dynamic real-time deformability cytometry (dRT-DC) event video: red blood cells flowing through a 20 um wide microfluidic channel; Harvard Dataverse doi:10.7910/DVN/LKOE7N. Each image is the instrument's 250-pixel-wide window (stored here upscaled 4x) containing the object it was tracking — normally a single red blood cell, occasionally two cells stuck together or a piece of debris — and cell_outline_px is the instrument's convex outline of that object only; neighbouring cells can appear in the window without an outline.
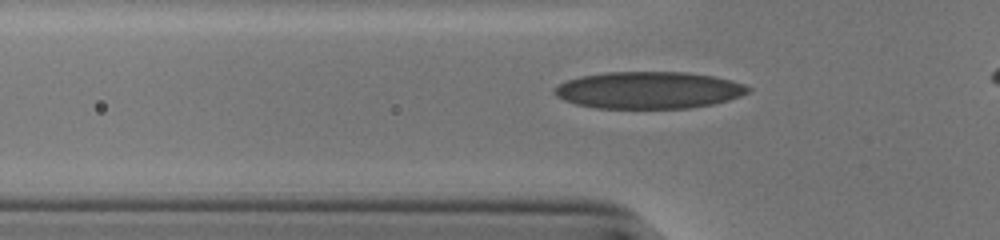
{"species": "human", "species_latin": "Homo sapiens", "temperature_condition": "cold", "stored_images_in_passage": 37, "camera_frame_rate_fps": 3000, "um_per_image_px": 0.085, "donor": {"sex": "male"}, "frame": {"image": 1, "passage_image": 11, "time_ms": 3.333, "image_size_px": [1000, 240], "cell_outline_px": [[752, 88], [748, 92], [740, 96], [728, 100], [712, 104], [692, 108], [596, 108], [576, 104], [564, 100], [556, 96], [552, 92], [552, 88], [568, 80], [580, 76], [608, 72], [688, 72], [712, 76], [732, 80], [744, 84]], "centroid_in_image_um": [55.13, 7.66], "position_along_channel_um": 70.7, "area_um2": 41.85}}
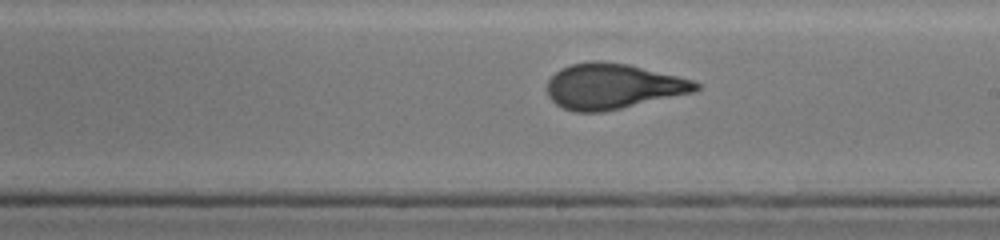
{"frame": {"image": 2, "passage_image": 24, "time_ms": 7.667, "image_size_px": [1000, 240], "cell_outline_px": [[700, 88], [696, 92], [604, 112], [576, 112], [564, 108], [556, 104], [548, 96], [548, 80], [560, 68], [572, 64], [628, 64], [692, 80], [700, 84]], "centroid_in_image_um": [52.12, 7.39], "position_along_channel_um": 236.9, "area_um2": 38.44}}
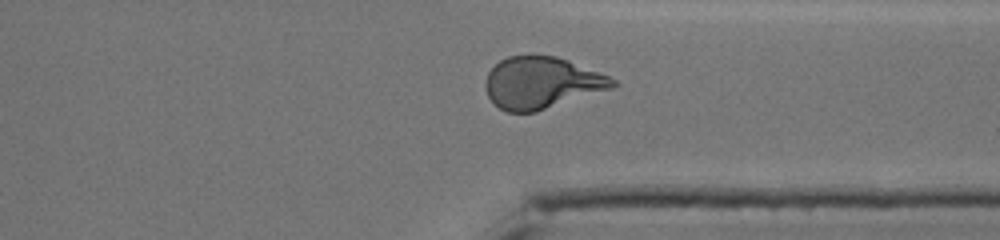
{"frame": {"image": 3, "passage_image": 34, "time_ms": 11.0, "image_size_px": [1000, 240], "cell_outline_px": [[620, 84], [612, 88], [536, 112], [508, 112], [500, 108], [488, 96], [484, 84], [488, 72], [500, 60], [508, 56], [556, 56], [568, 60], [608, 76], [616, 80]], "centroid_in_image_um": [46.04, 7.04], "position_along_channel_um": 365.4, "area_um2": 38.03}, "authors_computed_cell_mechanics": {"area_um2": 39.1884, "velocity_mm_per_s": 3.8478, "shape_relaxation_time_tau1_ms": 4.3577, "shape_relaxation_time_tau2_ms": 0.7595, "deformation_change_tau1": 0.2048, "deformation_change_tau2": 0.0691}}